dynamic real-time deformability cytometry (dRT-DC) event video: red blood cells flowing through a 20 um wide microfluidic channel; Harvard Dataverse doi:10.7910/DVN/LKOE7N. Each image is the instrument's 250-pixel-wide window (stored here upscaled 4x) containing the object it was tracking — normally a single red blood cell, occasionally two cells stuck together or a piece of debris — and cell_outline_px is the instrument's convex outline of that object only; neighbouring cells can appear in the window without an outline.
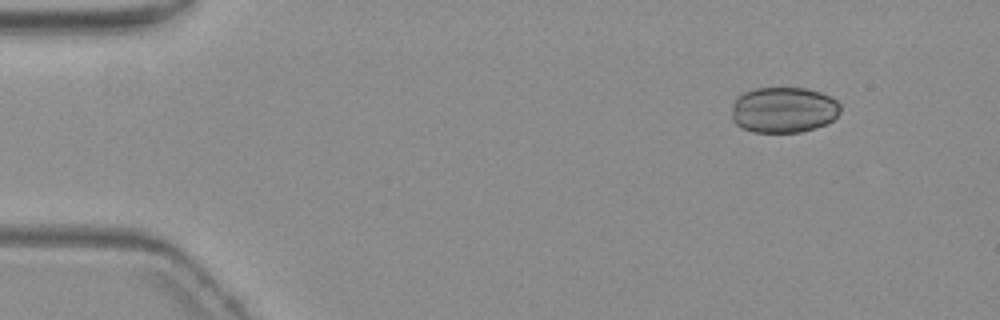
{"species": "common noctule bat (a hibernating species)", "species_latin": "Nyctalus noctula", "temperature_condition": "warm", "stored_images_in_passage": 5, "camera_frame_rate_fps": 3000, "um_per_image_px": 0.085, "animal": {"sex": "female", "body_mass_g": 19.3, "forearm_length_mm": 54.1}, "frame": {"image": 1, "passage_image": 2, "time_ms": 1.333, "image_size_px": [1000, 320], "cell_outline_px": [[840, 112], [832, 120], [816, 128], [800, 132], [752, 132], [736, 124], [732, 120], [732, 104], [744, 92], [756, 88], [804, 88], [820, 92], [832, 96], [840, 104]], "centroid_in_image_um": [66.62, 9.34], "position_along_channel_um": 18.4, "area_um2": 29.02}}